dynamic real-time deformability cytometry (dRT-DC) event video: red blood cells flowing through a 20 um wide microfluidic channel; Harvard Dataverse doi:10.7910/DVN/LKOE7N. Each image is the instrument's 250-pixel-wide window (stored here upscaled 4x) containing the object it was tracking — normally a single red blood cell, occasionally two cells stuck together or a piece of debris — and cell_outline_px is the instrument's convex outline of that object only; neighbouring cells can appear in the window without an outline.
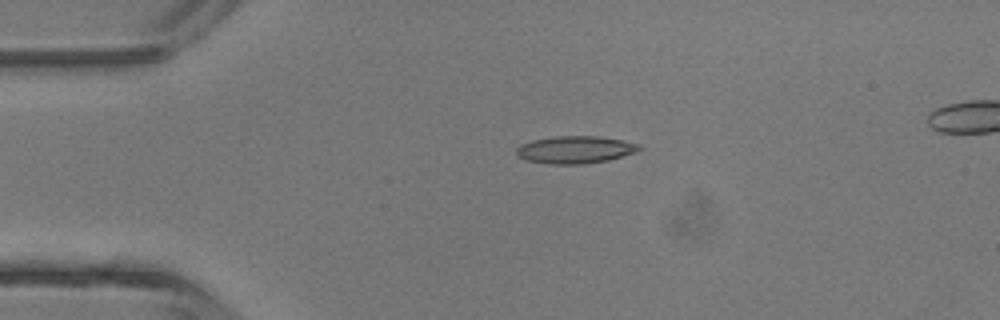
{"species": "common noctule bat (a hibernating species)", "species_latin": "Nyctalus noctula", "temperature_condition": "room temperature", "stored_images_in_passage": 2, "camera_frame_rate_fps": 3000, "um_per_image_px": 0.085, "animal": {"sex": "male", "body_mass_g": 13.3}, "frame": {"image": 1, "passage_image": 1, "time_ms": 0.0, "image_size_px": [1000, 320], "cell_outline_px": [[644, 148], [636, 152], [608, 160], [584, 164], [548, 164], [528, 160], [516, 156], [516, 148], [520, 144], [532, 140], [556, 136], [596, 136], [620, 140], [640, 144]], "centroid_in_image_um": [48.88, 12.72], "position_along_channel_um": 36.1, "area_um2": 19.65}}